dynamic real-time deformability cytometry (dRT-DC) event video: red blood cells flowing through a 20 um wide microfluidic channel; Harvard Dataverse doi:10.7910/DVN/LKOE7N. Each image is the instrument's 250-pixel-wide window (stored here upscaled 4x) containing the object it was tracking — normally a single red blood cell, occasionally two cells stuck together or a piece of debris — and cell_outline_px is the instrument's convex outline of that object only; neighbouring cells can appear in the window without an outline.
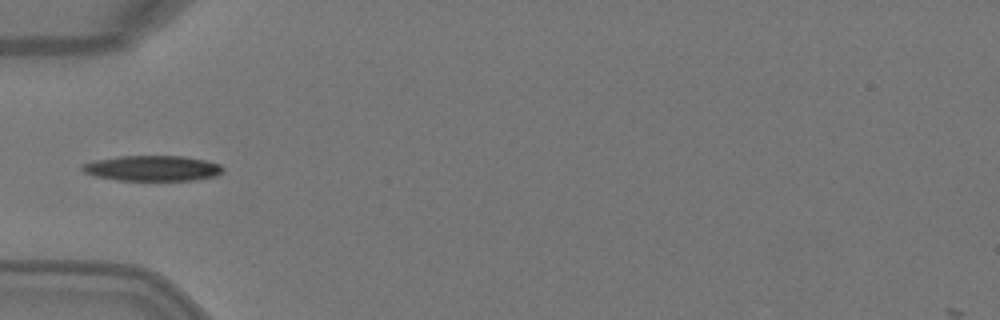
{"species": "Egyptian fruit bat (a non-hibernating species)", "species_latin": "Rousettus aegyptiacus", "temperature_condition": "warm", "stored_images_in_passage": 4, "camera_frame_rate_fps": 3000, "um_per_image_px": 0.085, "animal": {"sex": "female"}, "frame": {"image": 1, "passage_image": 3, "time_ms": 0.667, "image_size_px": [1000, 320], "cell_outline_px": [[224, 172], [216, 176], [192, 180], [116, 180], [96, 176], [84, 172], [80, 168], [80, 164], [96, 160], [120, 156], [184, 156], [204, 160], [220, 164], [224, 168]], "centroid_in_image_um": [12.96, 14.3], "position_along_channel_um": 72.0, "area_um2": 20.87}}